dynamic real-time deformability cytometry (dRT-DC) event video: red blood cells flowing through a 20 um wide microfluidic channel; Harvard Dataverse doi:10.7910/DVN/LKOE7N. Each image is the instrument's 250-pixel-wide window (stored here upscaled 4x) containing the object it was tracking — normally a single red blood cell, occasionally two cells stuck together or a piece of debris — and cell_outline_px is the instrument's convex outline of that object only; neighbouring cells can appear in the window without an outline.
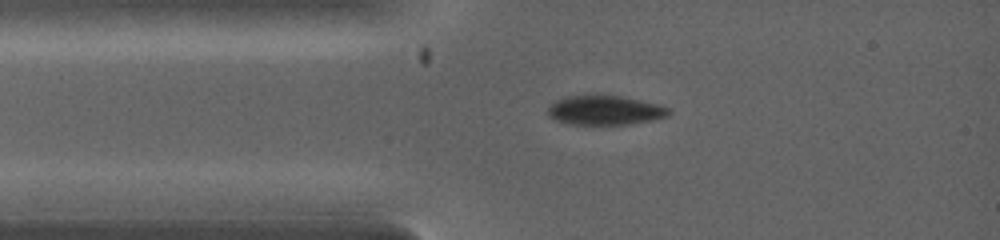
{"species": "common noctule bat (a hibernating species)", "species_latin": "Nyctalus noctula", "temperature_condition": "warm", "stored_images_in_passage": 28, "camera_frame_rate_fps": 5000, "um_per_image_px": 0.085, "animal": {"sex": "female", "body_mass_g": 19.0, "forearm_length_mm": 53.3}, "frame": {"image": 1, "passage_image": 3, "time_ms": 1.4, "image_size_px": [1000, 240], "cell_outline_px": [[672, 112], [668, 116], [652, 120], [628, 124], [568, 124], [556, 120], [548, 116], [548, 108], [556, 100], [568, 96], [620, 96], [660, 104], [668, 108]], "centroid_in_image_um": [51.44, 9.38], "position_along_channel_um": 33.6, "area_um2": 20.46}}
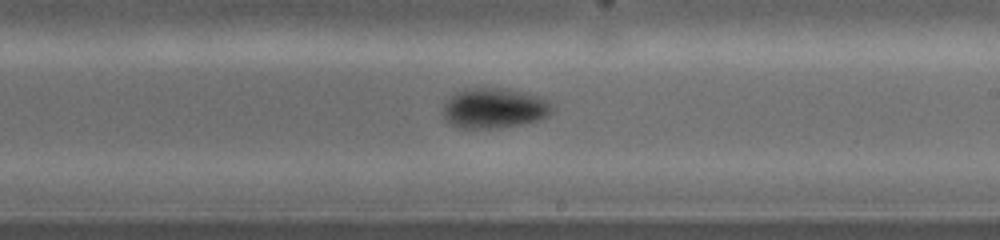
{"frame": {"image": 2, "passage_image": 10, "time_ms": 5.2, "image_size_px": [1000, 240], "cell_outline_px": [[556, 108], [548, 116], [540, 120], [500, 128], [460, 128], [448, 124], [444, 116], [444, 104], [456, 92], [464, 88], [496, 88], [520, 92], [536, 96], [548, 100]], "centroid_in_image_um": [42.02, 9.21], "position_along_channel_um": 247.0, "area_um2": 25.49}}
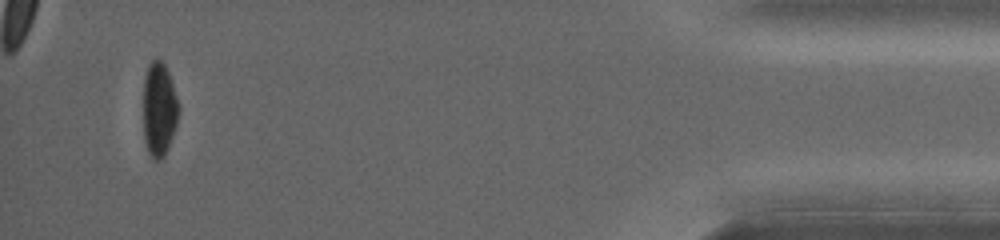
{"frame": {"image": 3, "passage_image": 25, "time_ms": 9.6, "image_size_px": [1000, 240], "cell_outline_px": [[180, 112], [168, 148], [164, 156], [160, 160], [152, 160], [148, 152], [144, 140], [144, 76], [148, 64], [156, 56], [164, 64], [168, 72], [180, 104]], "centroid_in_image_um": [13.53, 9.28], "position_along_channel_um": 421.7, "area_um2": 19.65}}